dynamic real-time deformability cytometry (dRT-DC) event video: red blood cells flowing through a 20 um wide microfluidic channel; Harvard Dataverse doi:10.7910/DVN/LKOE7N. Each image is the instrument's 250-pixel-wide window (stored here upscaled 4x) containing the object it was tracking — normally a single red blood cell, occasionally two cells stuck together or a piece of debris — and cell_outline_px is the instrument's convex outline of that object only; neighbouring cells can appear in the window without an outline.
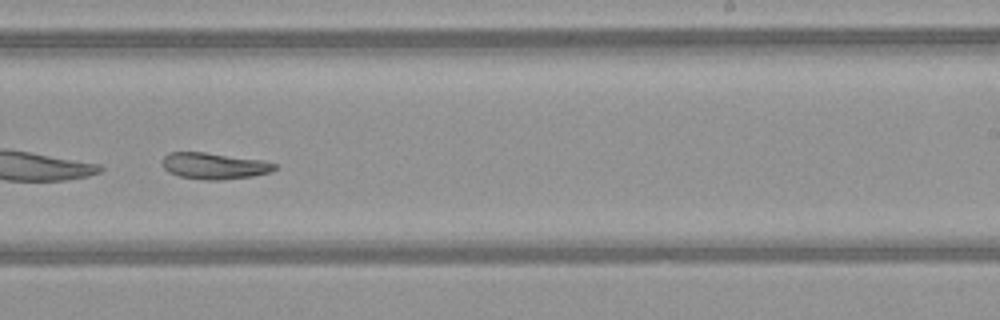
{"species": "common noctule bat (a hibernating species)", "species_latin": "Nyctalus noctula", "temperature_condition": "warm", "stored_images_in_passage": 36, "camera_frame_rate_fps": 3000, "um_per_image_px": 0.085, "animal": {"sex": "female", "body_mass_g": 21.9}, "frame": {"image": 1, "passage_image": 21, "time_ms": 6.667, "image_size_px": [1000, 320], "cell_outline_px": [[276, 168], [272, 172], [252, 176], [220, 180], [204, 180], [180, 176], [168, 172], [164, 168], [164, 156], [168, 152], [204, 152], [264, 160], [276, 164]], "centroid_in_image_um": [18.24, 14.1], "position_along_channel_um": 270.8, "area_um2": 17.22}}